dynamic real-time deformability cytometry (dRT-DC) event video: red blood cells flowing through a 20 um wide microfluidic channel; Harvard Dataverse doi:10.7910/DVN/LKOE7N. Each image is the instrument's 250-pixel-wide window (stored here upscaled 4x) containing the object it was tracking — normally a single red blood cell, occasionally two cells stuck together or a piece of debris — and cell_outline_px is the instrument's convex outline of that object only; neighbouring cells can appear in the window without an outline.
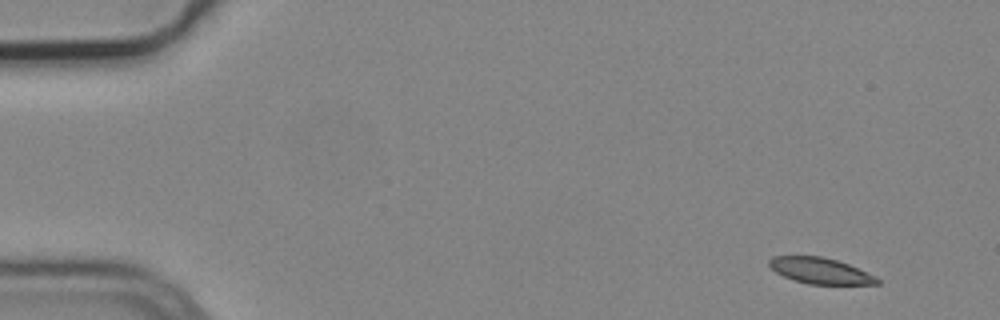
{"species": "common noctule bat (a hibernating species)", "species_latin": "Nyctalus noctula", "temperature_condition": "cold", "stored_images_in_passage": 2, "segment_of_instrument_passage": [2, 2], "camera_frame_rate_fps": 3000, "um_per_image_px": 0.085, "animal": {"sex": "male", "body_mass_g": 19.2, "forearm_length_mm": 51.8}, "frame": {"image": 1, "passage_image": 2, "time_ms": 0.333, "image_size_px": [1000, 320], "cell_outline_px": [[880, 284], [808, 284], [792, 280], [776, 272], [768, 264], [768, 260], [772, 256], [820, 256], [836, 260], [848, 264], [876, 276], [880, 280]], "centroid_in_image_um": [69.71, 23.02], "position_along_channel_um": 15.3, "area_um2": 16.3}}